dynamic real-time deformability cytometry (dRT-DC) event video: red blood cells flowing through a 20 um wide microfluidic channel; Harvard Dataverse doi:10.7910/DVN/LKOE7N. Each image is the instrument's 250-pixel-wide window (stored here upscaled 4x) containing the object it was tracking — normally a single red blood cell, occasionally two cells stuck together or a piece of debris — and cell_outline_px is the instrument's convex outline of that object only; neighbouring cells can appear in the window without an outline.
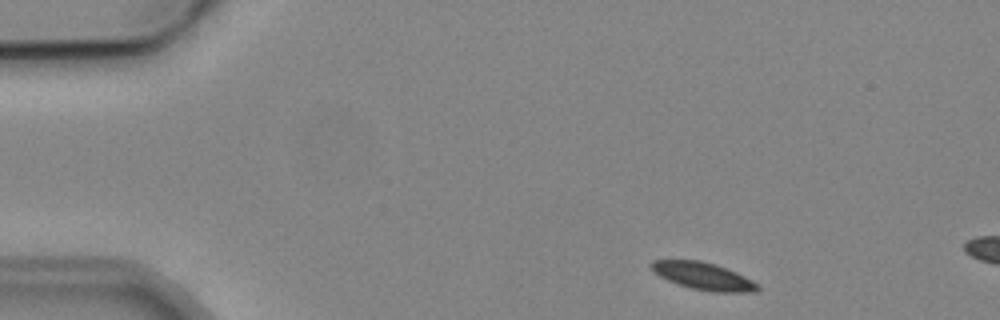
{"species": "common noctule bat (a hibernating species)", "species_latin": "Nyctalus noctula", "temperature_condition": "cold", "stored_images_in_passage": 3, "camera_frame_rate_fps": 3000, "um_per_image_px": 0.085, "animal": {"sex": "male", "body_mass_g": 19.2, "forearm_length_mm": 51.8}, "frame": {"image": 1, "passage_image": 1, "time_ms": 0.0, "image_size_px": [1000, 320], "cell_outline_px": [[760, 288], [756, 292], [716, 292], [692, 288], [668, 280], [660, 276], [648, 264], [652, 260], [700, 260], [716, 264], [736, 272], [760, 284]], "centroid_in_image_um": [59.82, 23.46], "position_along_channel_um": 25.2, "area_um2": 16.82}}